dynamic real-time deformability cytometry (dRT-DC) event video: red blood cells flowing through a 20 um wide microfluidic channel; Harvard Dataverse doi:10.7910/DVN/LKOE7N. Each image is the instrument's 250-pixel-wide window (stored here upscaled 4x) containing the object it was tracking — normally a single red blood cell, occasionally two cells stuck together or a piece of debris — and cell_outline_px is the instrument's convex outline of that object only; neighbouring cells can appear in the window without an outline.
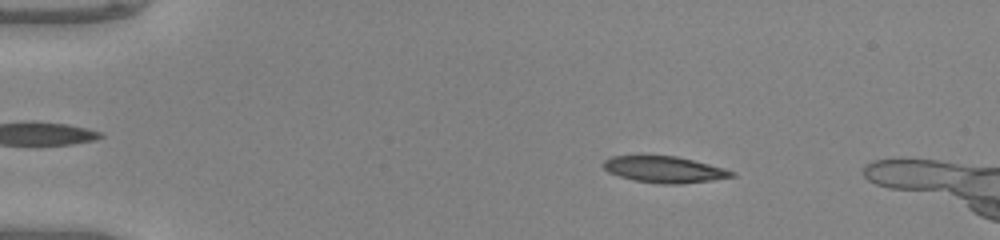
{"species": "common noctule bat (a hibernating species)", "species_latin": "Nyctalus noctula", "temperature_condition": "warm", "stored_images_in_passage": 14, "camera_frame_rate_fps": 3000, "um_per_image_px": 0.085, "animal": {"sex": "male", "body_mass_g": 20.0, "forearm_length_mm": 53.3}, "frame": {"image": 1, "passage_image": 8, "time_ms": 2.333, "image_size_px": [1000, 240], "cell_outline_px": [[732, 176], [704, 180], [636, 180], [612, 172], [604, 168], [604, 160], [616, 156], [672, 156], [692, 160], [720, 168], [732, 172]], "centroid_in_image_um": [56.36, 14.32], "position_along_channel_um": 28.6, "area_um2": 17.22}}